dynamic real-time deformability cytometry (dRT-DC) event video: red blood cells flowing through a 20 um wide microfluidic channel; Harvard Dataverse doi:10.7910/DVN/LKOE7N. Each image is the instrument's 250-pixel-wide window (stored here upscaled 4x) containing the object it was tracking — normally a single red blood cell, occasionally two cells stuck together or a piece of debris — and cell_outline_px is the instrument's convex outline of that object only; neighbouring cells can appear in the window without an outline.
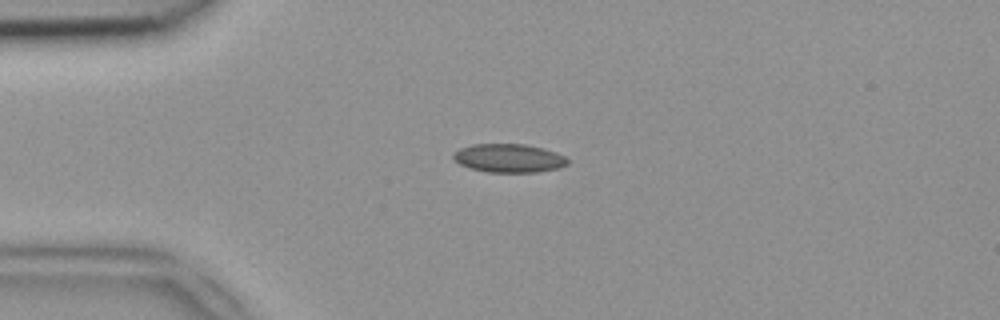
{"species": "common noctule bat (a hibernating species)", "species_latin": "Nyctalus noctula", "temperature_condition": "room temperature", "stored_images_in_passage": 48, "camera_frame_rate_fps": 3000, "um_per_image_px": 0.085, "animal": {"sex": "female", "body_mass_g": 18.4}, "frame": {"image": 1, "passage_image": 11, "time_ms": 3.333, "image_size_px": [1000, 320], "cell_outline_px": [[568, 164], [556, 168], [536, 172], [488, 172], [468, 168], [460, 164], [452, 156], [452, 152], [460, 148], [472, 144], [524, 144], [544, 148], [556, 152], [564, 156], [568, 160]], "centroid_in_image_um": [43.22, 13.43], "position_along_channel_um": 41.8, "area_um2": 19.02}}
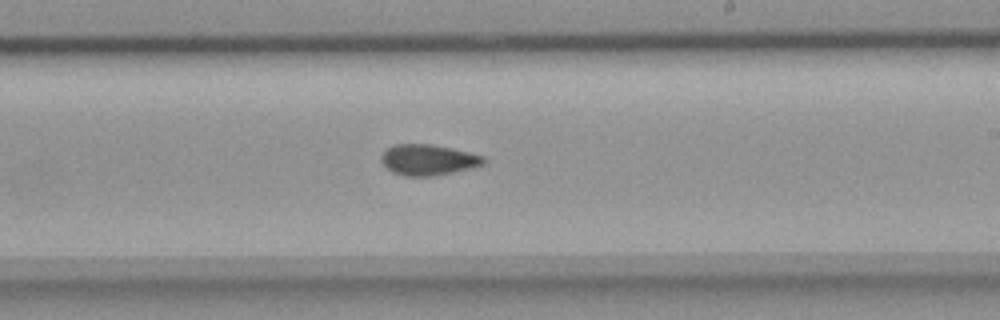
{"frame": {"image": 2, "passage_image": 28, "time_ms": 9.0, "image_size_px": [1000, 320], "cell_outline_px": [[484, 164], [472, 168], [432, 176], [404, 176], [392, 172], [380, 160], [380, 156], [392, 144], [432, 144], [452, 148], [484, 156]], "centroid_in_image_um": [36.38, 13.58], "position_along_channel_um": 252.6, "area_um2": 18.32}}
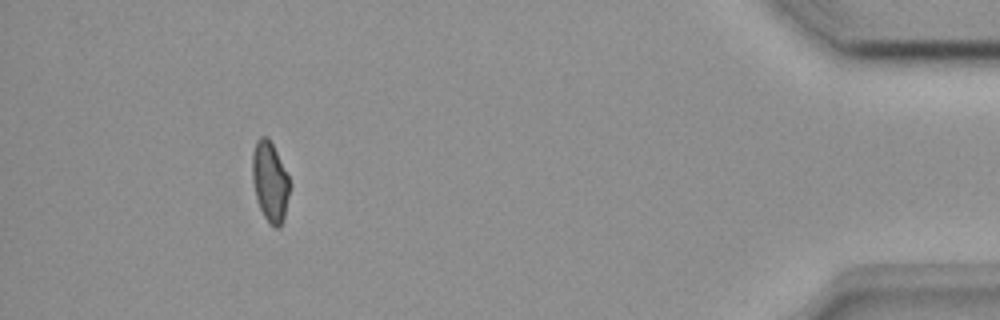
{"frame": {"image": 3, "passage_image": 44, "time_ms": 14.333, "image_size_px": [1000, 320], "cell_outline_px": [[288, 196], [284, 216], [280, 228], [276, 228], [264, 216], [260, 208], [256, 196], [252, 180], [252, 152], [256, 140], [260, 136], [268, 136], [288, 176]], "centroid_in_image_um": [22.91, 15.4], "position_along_channel_um": 412.3, "area_um2": 16.99}}